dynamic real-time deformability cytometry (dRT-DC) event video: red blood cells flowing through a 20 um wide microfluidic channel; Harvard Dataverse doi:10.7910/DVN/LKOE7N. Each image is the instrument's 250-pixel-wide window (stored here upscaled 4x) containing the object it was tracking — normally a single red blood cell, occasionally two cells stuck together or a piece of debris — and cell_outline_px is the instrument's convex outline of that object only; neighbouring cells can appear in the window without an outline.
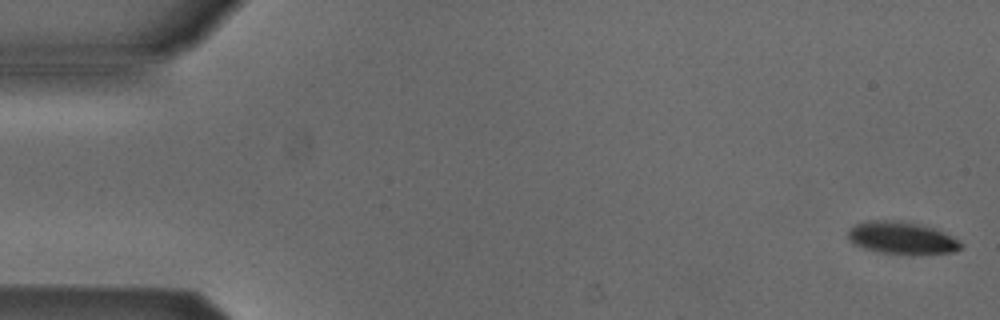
{"species": "Egyptian fruit bat (a non-hibernating species)", "species_latin": "Rousettus aegyptiacus", "temperature_condition": "cold", "stored_images_in_passage": 5, "camera_frame_rate_fps": 3000, "um_per_image_px": 0.085, "animal": {"sex": "male"}, "frame": {"image": 1, "passage_image": 1, "time_ms": 0.0, "image_size_px": [1000, 320], "cell_outline_px": [[964, 244], [960, 248], [952, 252], [912, 256], [880, 252], [864, 248], [852, 244], [848, 240], [848, 232], [856, 224], [868, 220], [896, 220], [920, 224], [944, 232], [952, 236]], "centroid_in_image_um": [76.66, 20.25], "position_along_channel_um": 8.3, "area_um2": 21.62}}
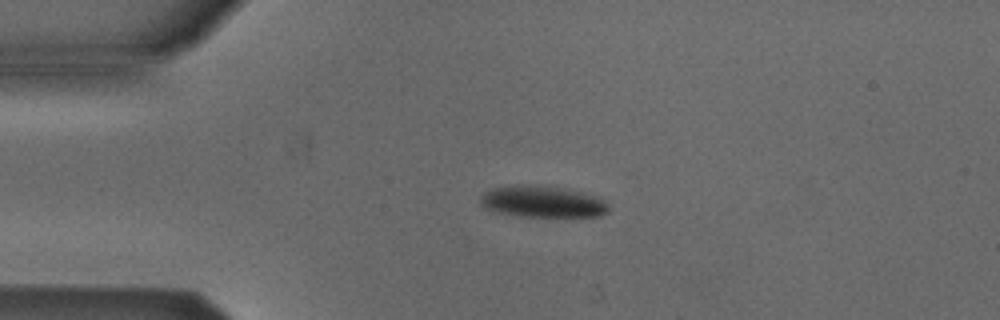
{"frame": {"image": 2, "passage_image": 4, "time_ms": 1.0, "image_size_px": [1000, 320], "cell_outline_px": [[608, 212], [600, 216], [520, 216], [496, 212], [484, 208], [480, 204], [480, 196], [484, 192], [492, 188], [520, 184], [524, 184], [560, 188], [580, 192], [596, 196], [604, 200], [608, 204]], "centroid_in_image_um": [46.07, 17.14], "position_along_channel_um": 38.9, "area_um2": 23.41}}